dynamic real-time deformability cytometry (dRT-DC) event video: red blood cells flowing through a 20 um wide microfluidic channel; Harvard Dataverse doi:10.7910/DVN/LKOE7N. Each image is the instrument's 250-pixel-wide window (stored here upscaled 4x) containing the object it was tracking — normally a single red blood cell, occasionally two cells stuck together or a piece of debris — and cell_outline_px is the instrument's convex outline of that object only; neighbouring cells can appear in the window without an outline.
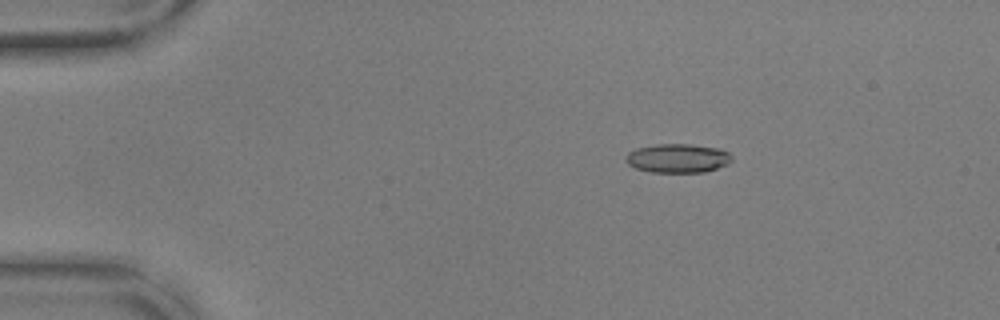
{"species": "common noctule bat (a hibernating species)", "species_latin": "Nyctalus noctula", "temperature_condition": "warm", "stored_images_in_passage": 56, "camera_frame_rate_fps": 3000, "um_per_image_px": 0.085, "animal": {"sex": "male", "body_mass_g": 17.9, "forearm_length_mm": 54.2}, "frame": {"image": 1, "passage_image": 10, "time_ms": 3.0, "image_size_px": [1000, 320], "cell_outline_px": [[732, 160], [728, 164], [704, 172], [652, 172], [636, 168], [628, 164], [628, 152], [636, 148], [656, 144], [692, 144], [720, 148], [728, 152], [732, 156]], "centroid_in_image_um": [57.65, 13.44], "position_along_channel_um": 27.3, "area_um2": 17.8}}
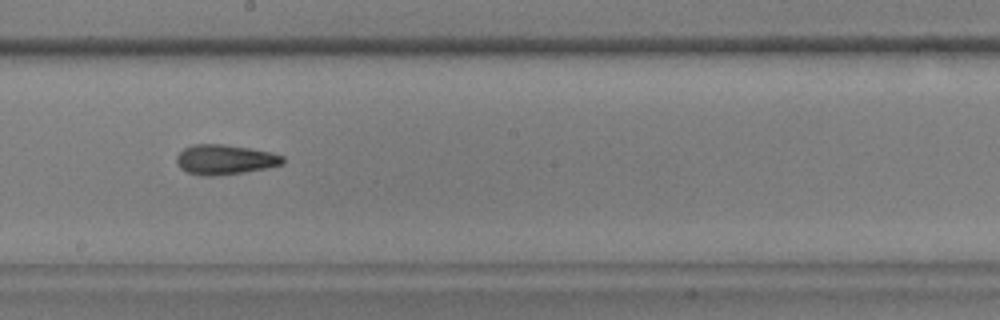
{"frame": {"image": 2, "passage_image": 32, "time_ms": 10.333, "image_size_px": [1000, 320], "cell_outline_px": [[284, 164], [244, 172], [212, 176], [200, 176], [188, 172], [180, 168], [176, 164], [176, 156], [184, 148], [192, 144], [224, 144], [272, 152], [284, 156]], "centroid_in_image_um": [19.09, 13.56], "position_along_channel_um": 229.1, "area_um2": 18.55}}
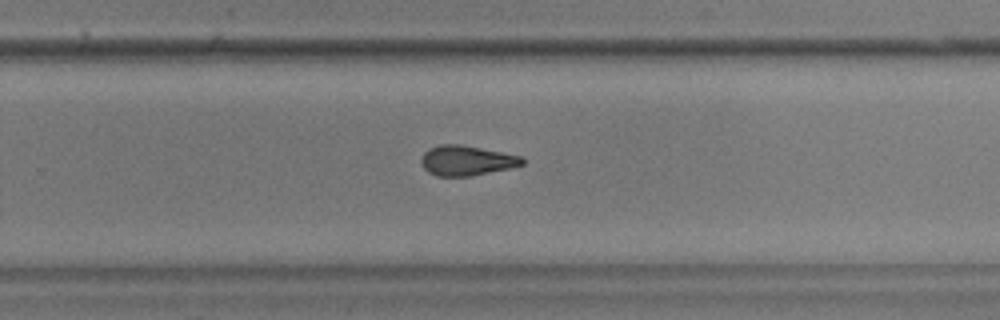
{"frame": {"image": 3, "passage_image": 37, "time_ms": 12.0, "image_size_px": [1000, 320], "cell_outline_px": [[524, 164], [508, 168], [468, 176], [436, 176], [428, 172], [424, 168], [420, 160], [424, 152], [428, 148], [440, 144], [460, 144], [524, 156]], "centroid_in_image_um": [39.64, 13.63], "position_along_channel_um": 290.2, "area_um2": 17.63}, "authors_computed_cell_mechanics": {"area_um2": 18.0336, "velocity_mm_per_s": 3.6742, "shape_relaxation_time_tau1_ms": 5.0782, "shape_relaxation_time_tau2_ms": 3.0839, "deformation_change_tau1": 0.1542, "deformation_change_tau2": 0.1141}}